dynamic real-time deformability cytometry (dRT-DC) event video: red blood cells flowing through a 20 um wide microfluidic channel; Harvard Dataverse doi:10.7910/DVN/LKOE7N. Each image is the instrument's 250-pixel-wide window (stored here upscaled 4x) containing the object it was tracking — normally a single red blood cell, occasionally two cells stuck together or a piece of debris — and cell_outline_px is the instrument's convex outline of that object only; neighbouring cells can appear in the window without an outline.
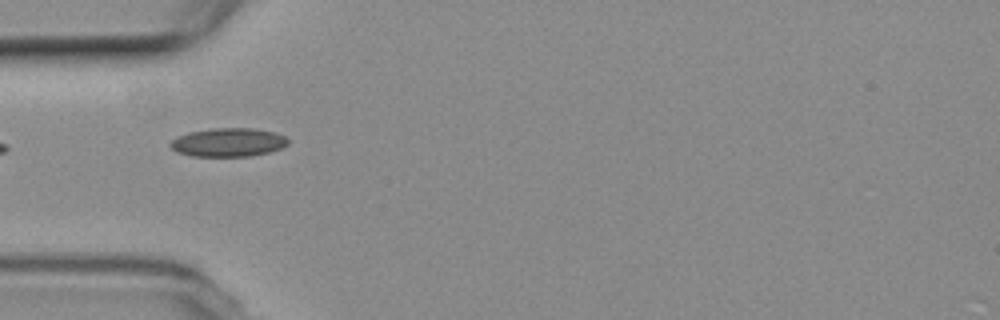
{"species": "common noctule bat (a hibernating species)", "species_latin": "Nyctalus noctula", "temperature_condition": "room temperature", "stored_images_in_passage": 14, "camera_frame_rate_fps": 3000, "um_per_image_px": 0.085, "animal": {"sex": "female", "body_mass_g": 19.3, "forearm_length_mm": 54.1}, "frame": {"image": 1, "passage_image": 4, "time_ms": 4.667, "image_size_px": [1000, 320], "cell_outline_px": [[288, 144], [280, 148], [268, 152], [248, 156], [192, 156], [176, 152], [168, 144], [176, 136], [188, 132], [212, 128], [252, 128], [276, 132], [284, 136], [288, 140]], "centroid_in_image_um": [19.36, 12.09], "position_along_channel_um": 65.6, "area_um2": 19.65}}
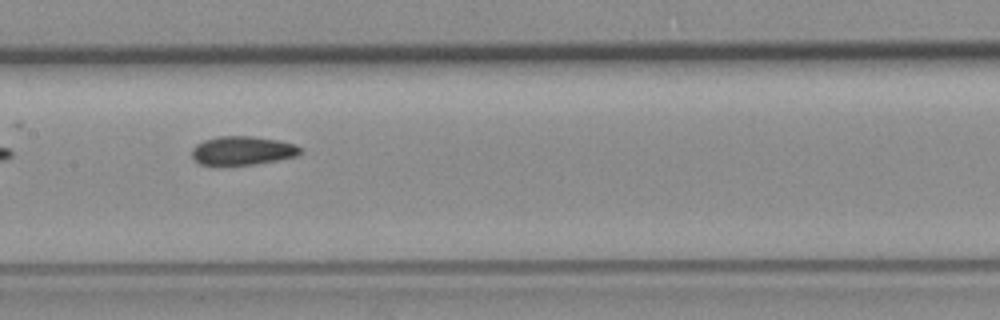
{"frame": {"image": 2, "passage_image": 7, "time_ms": 8.0, "image_size_px": [1000, 320], "cell_outline_px": [[304, 152], [300, 156], [256, 164], [200, 164], [192, 156], [192, 148], [196, 144], [204, 140], [216, 136], [252, 136], [280, 140], [296, 144]], "centroid_in_image_um": [20.68, 12.78], "position_along_channel_um": 186.7, "area_um2": 18.26}}
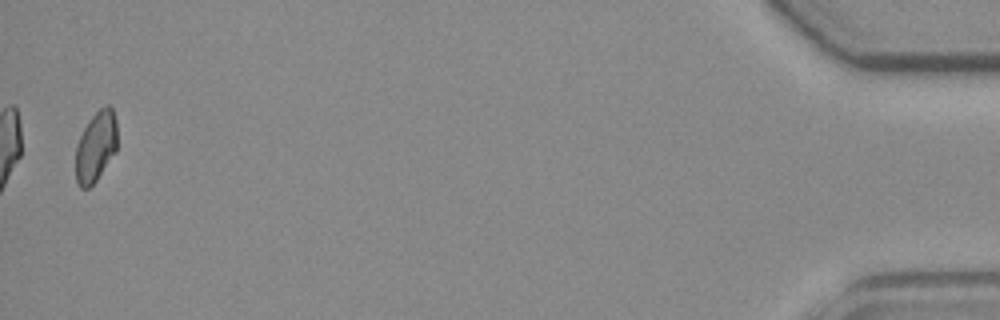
{"frame": {"image": 3, "passage_image": 14, "time_ms": 17.333, "image_size_px": [1000, 320], "cell_outline_px": [[116, 152], [96, 180], [88, 188], [80, 188], [76, 180], [76, 144], [84, 128], [92, 116], [104, 104], [108, 104], [112, 108], [116, 120]], "centroid_in_image_um": [8.15, 12.44], "position_along_channel_um": 427.1, "area_um2": 16.99}, "authors_computed_cell_mechanics": {"area_um2": 18.496, "velocity_mm_per_s": 3.6411, "shape_relaxation_time_tau1_ms": null, "shape_relaxation_time_tau2_ms": 3.4142, "deformation_change_tau1": null, "deformation_change_tau2": 0.0495}}